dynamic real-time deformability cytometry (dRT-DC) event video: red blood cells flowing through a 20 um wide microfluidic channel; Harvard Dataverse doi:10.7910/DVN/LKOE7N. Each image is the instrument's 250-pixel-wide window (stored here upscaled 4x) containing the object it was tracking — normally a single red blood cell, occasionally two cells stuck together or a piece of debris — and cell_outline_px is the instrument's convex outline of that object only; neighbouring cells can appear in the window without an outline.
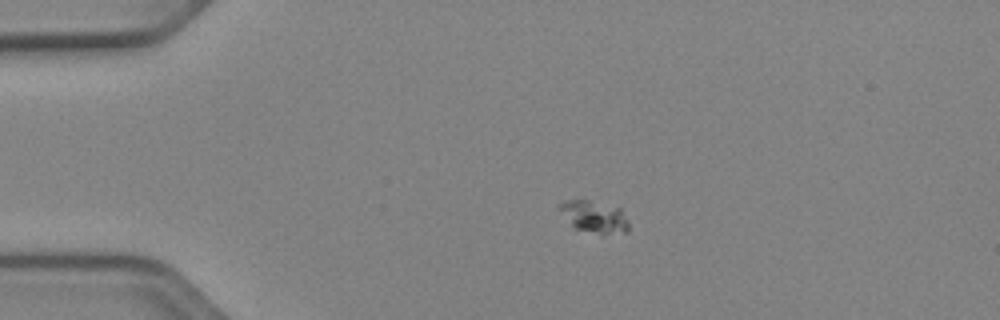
{"species": "Egyptian fruit bat (a non-hibernating species)", "species_latin": "Rousettus aegyptiacus", "temperature_condition": "cold", "stored_images_in_passage": 42, "camera_frame_rate_fps": 3000, "um_per_image_px": 0.085, "animal": {"sex": "female"}, "frame": {"image": 1, "passage_image": 1, "time_ms": 0.0, "image_size_px": [1000, 320], "cell_outline_px": [[628, 232], [600, 232], [576, 228], [556, 208], [560, 204], [568, 200], [588, 200], [620, 208], [628, 220]], "centroid_in_image_um": [50.51, 18.38], "position_along_channel_um": 34.5, "area_um2": 12.25}}
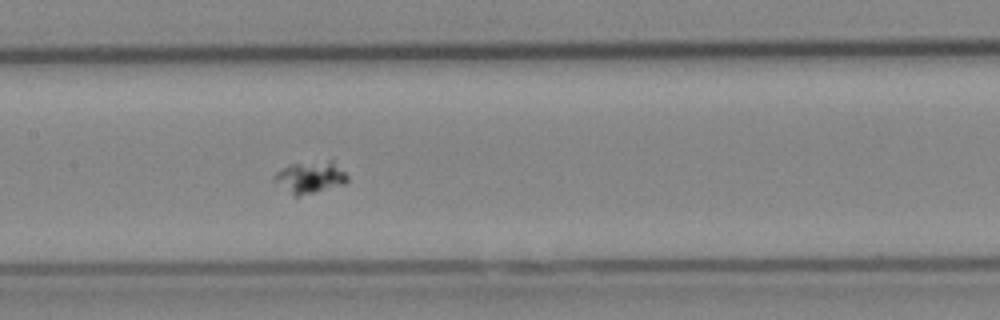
{"frame": {"image": 2, "passage_image": 16, "time_ms": 5.0, "image_size_px": [1000, 320], "cell_outline_px": [[348, 180], [344, 184], [300, 196], [292, 196], [272, 180], [276, 172], [288, 164], [328, 160], [332, 160], [348, 176]], "centroid_in_image_um": [26.33, 15.07], "position_along_channel_um": 181.1, "area_um2": 13.64}}
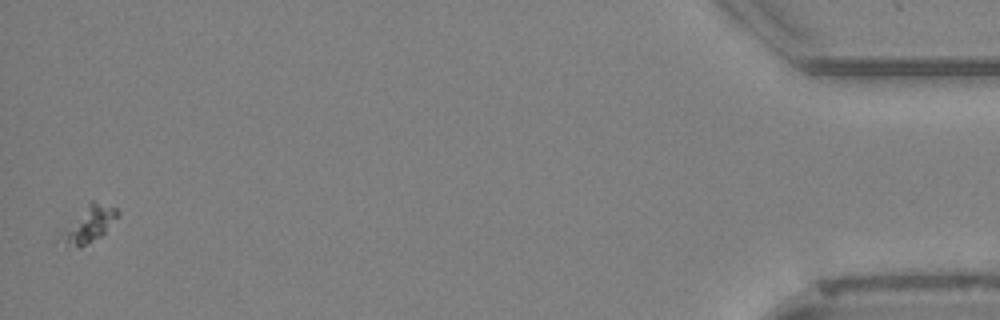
{"frame": {"image": 3, "passage_image": 42, "time_ms": 13.667, "image_size_px": [1000, 320], "cell_outline_px": [[120, 216], [100, 236], [80, 248], [56, 240], [60, 232], [92, 200], [116, 208], [120, 212]], "centroid_in_image_um": [7.55, 19.07], "position_along_channel_um": 427.6, "area_um2": 11.73}}